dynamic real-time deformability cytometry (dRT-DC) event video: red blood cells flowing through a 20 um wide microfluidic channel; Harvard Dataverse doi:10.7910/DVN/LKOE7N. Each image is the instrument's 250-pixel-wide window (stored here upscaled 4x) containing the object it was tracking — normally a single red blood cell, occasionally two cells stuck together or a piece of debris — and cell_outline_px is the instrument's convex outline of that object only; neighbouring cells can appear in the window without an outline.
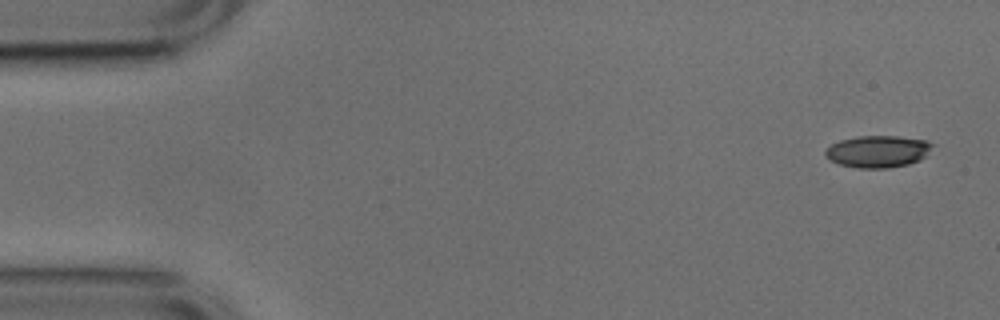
{"species": "common noctule bat (a hibernating species)", "species_latin": "Nyctalus noctula", "temperature_condition": "cold", "stored_images_in_passage": 14, "camera_frame_rate_fps": 3000, "um_per_image_px": 0.085, "animal": {"sex": "male", "body_mass_g": 17.9, "forearm_length_mm": 54.2}, "frame": {"image": 1, "passage_image": 1, "time_ms": 0.0, "image_size_px": [1000, 320], "cell_outline_px": [[936, 144], [920, 160], [908, 164], [888, 168], [856, 168], [840, 164], [832, 160], [824, 152], [832, 144], [840, 140], [860, 136], [900, 136], [928, 140]], "centroid_in_image_um": [74.68, 12.86], "position_along_channel_um": 10.3, "area_um2": 19.88}}
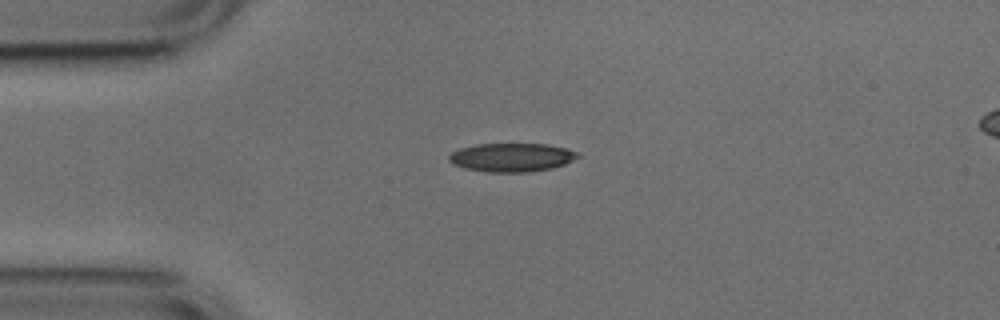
{"frame": {"image": 2, "passage_image": 11, "time_ms": 3.333, "image_size_px": [1000, 320], "cell_outline_px": [[580, 156], [564, 164], [552, 168], [528, 172], [488, 172], [464, 168], [452, 164], [448, 160], [448, 156], [452, 152], [460, 148], [476, 144], [548, 144], [568, 148], [576, 152]], "centroid_in_image_um": [43.47, 13.37], "position_along_channel_um": 41.5, "area_um2": 21.5}}